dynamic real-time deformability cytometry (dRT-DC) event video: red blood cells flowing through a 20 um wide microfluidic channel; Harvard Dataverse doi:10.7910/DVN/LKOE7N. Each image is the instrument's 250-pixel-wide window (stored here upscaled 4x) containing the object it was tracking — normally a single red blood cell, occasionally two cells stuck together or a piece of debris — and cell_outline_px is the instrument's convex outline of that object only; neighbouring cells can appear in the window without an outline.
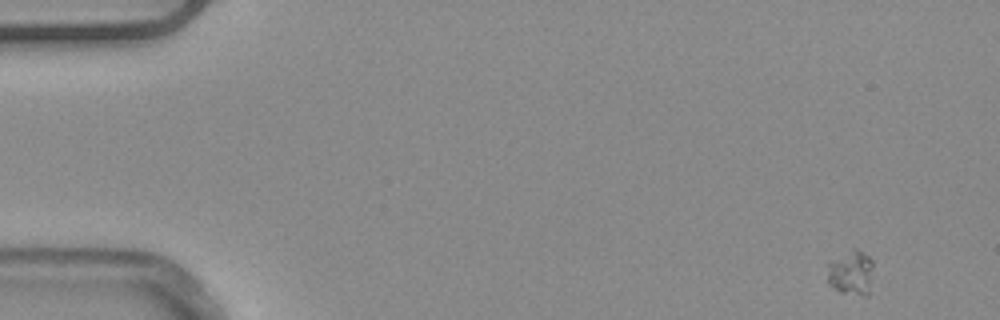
{"species": "common noctule bat (a hibernating species)", "species_latin": "Nyctalus noctula", "temperature_condition": "warm", "stored_images_in_passage": 52, "camera_frame_rate_fps": 3000, "um_per_image_px": 0.085, "animal": {"sex": "male", "body_mass_g": 20.4}, "frame": {"image": 1, "passage_image": 1, "time_ms": 0.0, "image_size_px": [1000, 320], "cell_outline_px": [[872, 264], [868, 296], [864, 296], [840, 292], [828, 284], [828, 260], [852, 248], [856, 248], [868, 256], [872, 260]], "centroid_in_image_um": [72.3, 23.16], "position_along_channel_um": 12.7, "area_um2": 12.08}}
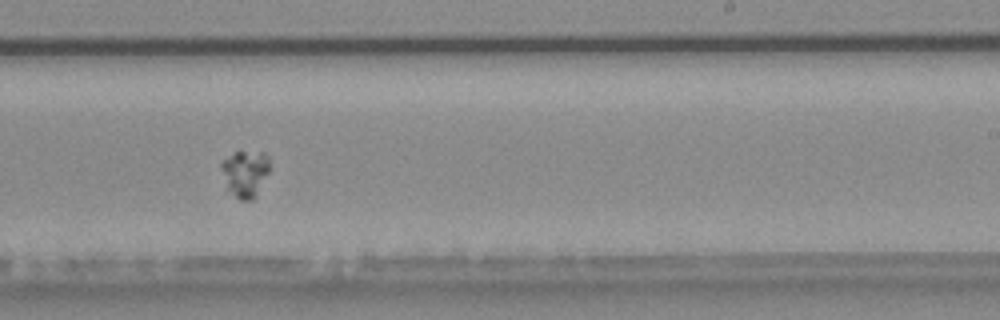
{"frame": {"image": 2, "passage_image": 31, "time_ms": 10.0, "image_size_px": [1000, 320], "cell_outline_px": [[268, 172], [256, 196], [252, 200], [240, 200], [224, 192], [220, 168], [220, 164], [224, 160], [236, 152], [264, 152], [268, 156]], "centroid_in_image_um": [20.76, 14.81], "position_along_channel_um": 268.2, "area_um2": 13.47}}
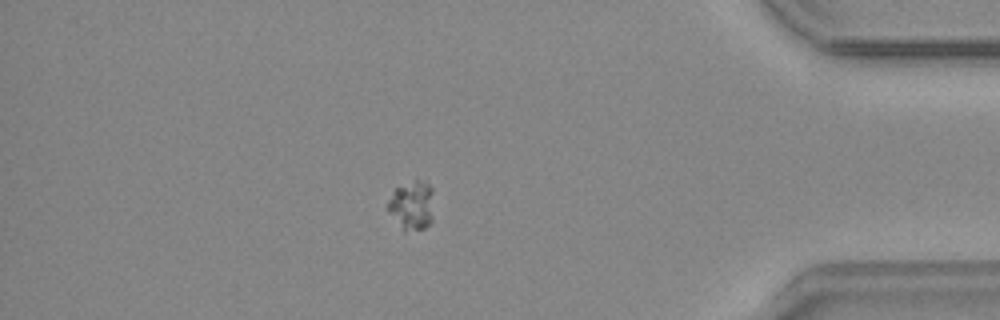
{"frame": {"image": 3, "passage_image": 44, "time_ms": 14.333, "image_size_px": [1000, 320], "cell_outline_px": [[432, 220], [424, 228], [404, 232], [388, 212], [388, 200], [392, 192], [396, 188], [416, 176], [428, 184], [432, 188]], "centroid_in_image_um": [34.99, 17.41], "position_along_channel_um": 400.2, "area_um2": 13.41}}